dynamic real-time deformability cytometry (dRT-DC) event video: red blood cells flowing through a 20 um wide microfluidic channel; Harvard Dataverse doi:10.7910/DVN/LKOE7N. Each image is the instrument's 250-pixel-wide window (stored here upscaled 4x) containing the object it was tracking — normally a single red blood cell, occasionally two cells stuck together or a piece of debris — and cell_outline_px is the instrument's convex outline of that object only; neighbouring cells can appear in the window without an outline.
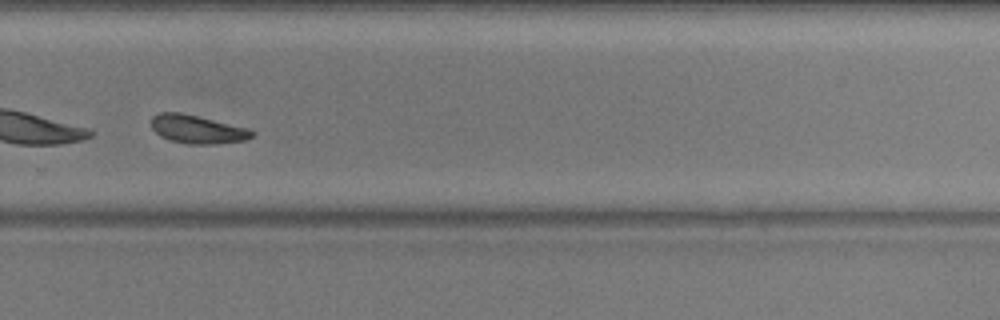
{"species": "common noctule bat (a hibernating species)", "species_latin": "Nyctalus noctula", "temperature_condition": "warm", "stored_images_in_passage": 39, "camera_frame_rate_fps": 3000, "um_per_image_px": 0.085, "animal": {"sex": "male", "body_mass_g": 20.5, "forearm_length_mm": 52.5}, "frame": {"image": 1, "passage_image": 23, "time_ms": 7.333, "image_size_px": [1000, 320], "cell_outline_px": [[256, 136], [248, 140], [216, 144], [188, 144], [172, 140], [160, 136], [152, 128], [152, 116], [160, 112], [180, 112], [248, 128], [256, 132]], "centroid_in_image_um": [16.83, 11.0], "position_along_channel_um": 313.0, "area_um2": 16.7}, "authors_computed_cell_mechanics": {"area_um2": 17.2822, "velocity_mm_per_s": 3.6716, "shape_relaxation_time_tau1_ms": 3.4613, "shape_relaxation_time_tau2_ms": null, "deformation_change_tau1": 0.1163, "deformation_change_tau2": null}}